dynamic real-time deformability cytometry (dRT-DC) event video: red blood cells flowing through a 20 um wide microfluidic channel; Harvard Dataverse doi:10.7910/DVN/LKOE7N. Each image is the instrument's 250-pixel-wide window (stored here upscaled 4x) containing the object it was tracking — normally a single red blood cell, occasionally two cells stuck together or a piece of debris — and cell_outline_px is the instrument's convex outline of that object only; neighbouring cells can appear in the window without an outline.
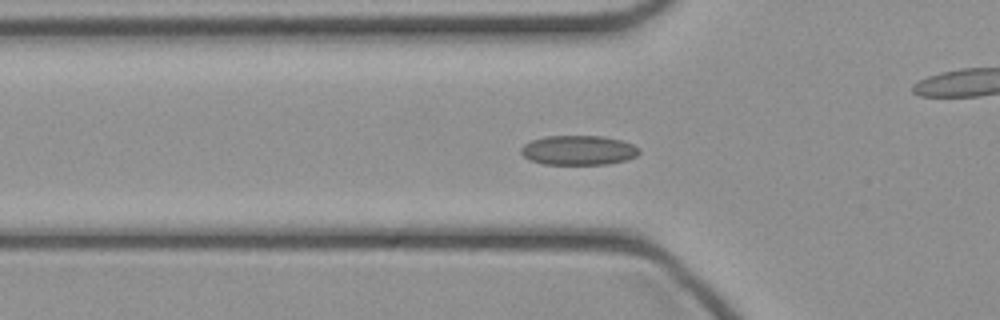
{"species": "common noctule bat (a hibernating species)", "species_latin": "Nyctalus noctula", "temperature_condition": "cold", "stored_images_in_passage": 35, "camera_frame_rate_fps": 3000, "um_per_image_px": 0.085, "animal": {"sex": "female", "body_mass_g": 21.9}, "frame": {"image": 1, "passage_image": 3, "time_ms": 0.667, "image_size_px": [1000, 320], "cell_outline_px": [[640, 152], [636, 156], [628, 160], [608, 164], [544, 164], [532, 160], [524, 156], [520, 152], [520, 148], [524, 144], [532, 140], [544, 136], [604, 136], [624, 140], [640, 148]], "centroid_in_image_um": [49.21, 12.76], "position_along_channel_um": 76.6, "area_um2": 20.52}}
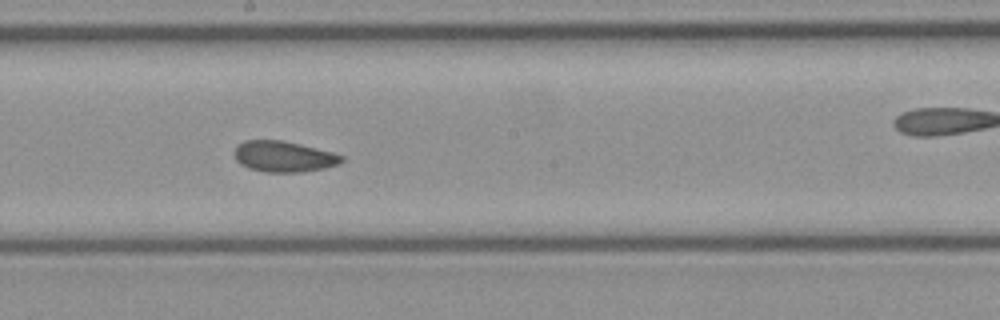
{"frame": {"image": 2, "passage_image": 13, "time_ms": 4.0, "image_size_px": [1000, 320], "cell_outline_px": [[344, 160], [340, 164], [324, 168], [300, 172], [264, 172], [248, 168], [240, 164], [236, 160], [232, 152], [236, 144], [244, 140], [284, 140], [332, 152], [344, 156]], "centroid_in_image_um": [24.07, 13.3], "position_along_channel_um": 224.1, "area_um2": 19.59}}
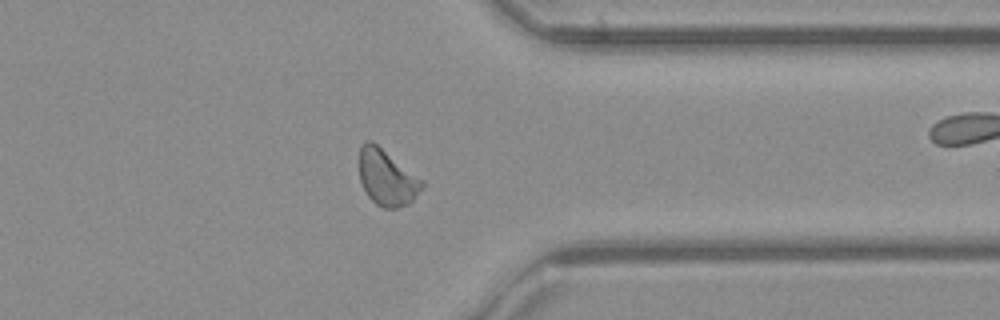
{"frame": {"image": 3, "passage_image": 24, "time_ms": 7.667, "image_size_px": [1000, 320], "cell_outline_px": [[424, 184], [412, 200], [408, 204], [396, 208], [384, 208], [376, 204], [368, 196], [360, 180], [360, 148], [368, 140], [372, 140], [424, 180]], "centroid_in_image_um": [32.89, 15.09], "position_along_channel_um": 378.5, "area_um2": 20.23}}